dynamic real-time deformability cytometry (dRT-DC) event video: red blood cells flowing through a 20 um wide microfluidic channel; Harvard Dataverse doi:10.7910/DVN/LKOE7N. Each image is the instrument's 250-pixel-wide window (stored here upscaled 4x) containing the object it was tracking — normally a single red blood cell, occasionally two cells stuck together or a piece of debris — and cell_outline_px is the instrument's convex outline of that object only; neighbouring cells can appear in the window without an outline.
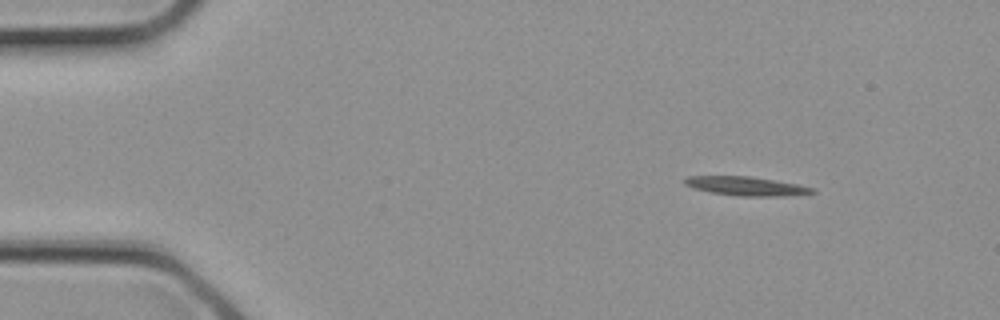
{"species": "common noctule bat (a hibernating species)", "species_latin": "Nyctalus noctula", "temperature_condition": "cold", "stored_images_in_passage": 2, "camera_frame_rate_fps": 3000, "um_per_image_px": 0.085, "animal": {"sex": "female", "body_mass_g": 21.9}, "frame": {"image": 1, "passage_image": 1, "time_ms": 0.0, "image_size_px": [1000, 320], "cell_outline_px": [[816, 192], [784, 196], [736, 196], [712, 192], [692, 188], [684, 184], [680, 180], [688, 176], [748, 176], [796, 184], [816, 188]], "centroid_in_image_um": [63.36, 15.82], "position_along_channel_um": 21.6, "area_um2": 14.05}}